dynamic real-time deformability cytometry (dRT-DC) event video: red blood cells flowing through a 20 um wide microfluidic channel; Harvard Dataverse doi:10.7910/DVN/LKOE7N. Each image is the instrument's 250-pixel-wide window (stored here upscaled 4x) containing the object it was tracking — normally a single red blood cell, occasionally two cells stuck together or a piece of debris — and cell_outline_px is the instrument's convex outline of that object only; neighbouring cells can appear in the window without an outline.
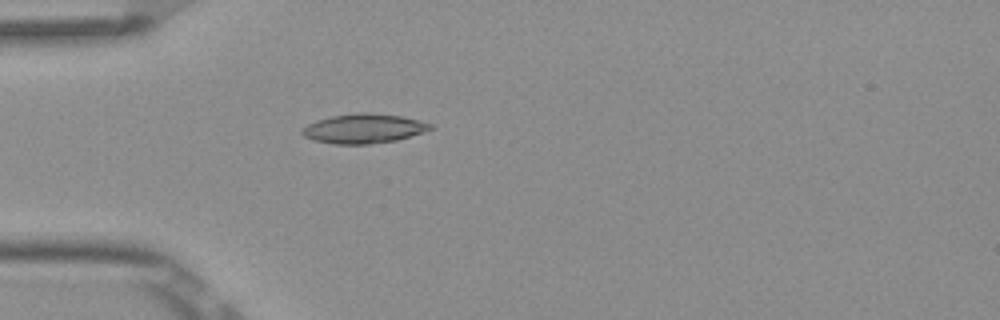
{"species": "Egyptian fruit bat (a non-hibernating species)", "species_latin": "Rousettus aegyptiacus", "temperature_condition": "room temperature", "stored_images_in_passage": 5, "camera_frame_rate_fps": 3000, "um_per_image_px": 0.085, "frame": {"image": 1, "passage_image": 5, "time_ms": 1.333, "image_size_px": [1000, 320], "cell_outline_px": [[436, 128], [424, 132], [396, 140], [368, 144], [336, 144], [312, 140], [304, 136], [300, 132], [300, 128], [316, 120], [332, 116], [356, 112], [368, 112], [400, 116], [420, 120], [432, 124]], "centroid_in_image_um": [30.91, 10.92], "position_along_channel_um": 54.1, "area_um2": 22.2}}